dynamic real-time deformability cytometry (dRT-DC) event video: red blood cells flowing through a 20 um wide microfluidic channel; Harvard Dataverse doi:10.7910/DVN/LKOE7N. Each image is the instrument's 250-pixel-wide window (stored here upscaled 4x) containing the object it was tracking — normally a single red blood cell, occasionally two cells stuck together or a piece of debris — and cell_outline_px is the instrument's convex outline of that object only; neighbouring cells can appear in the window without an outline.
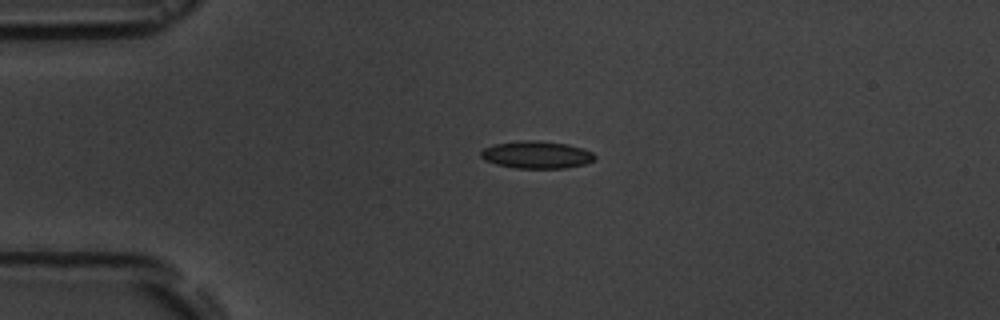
{"species": "common noctule bat (a hibernating species)", "species_latin": "Nyctalus noctula", "temperature_condition": "room temperature", "stored_images_in_passage": 4, "camera_frame_rate_fps": 3000, "um_per_image_px": 0.085, "animal": {"sex": "male", "body_mass_g": 19.5, "forearm_length_mm": 54.6}, "frame": {"image": 1, "passage_image": 2, "time_ms": 2.0, "image_size_px": [1000, 320], "cell_outline_px": [[596, 156], [592, 160], [584, 164], [564, 168], [516, 168], [496, 164], [484, 160], [480, 156], [480, 152], [484, 148], [496, 144], [520, 140], [540, 140], [568, 144], [592, 152]], "centroid_in_image_um": [45.58, 13.15], "position_along_channel_um": 39.4, "area_um2": 18.09}}
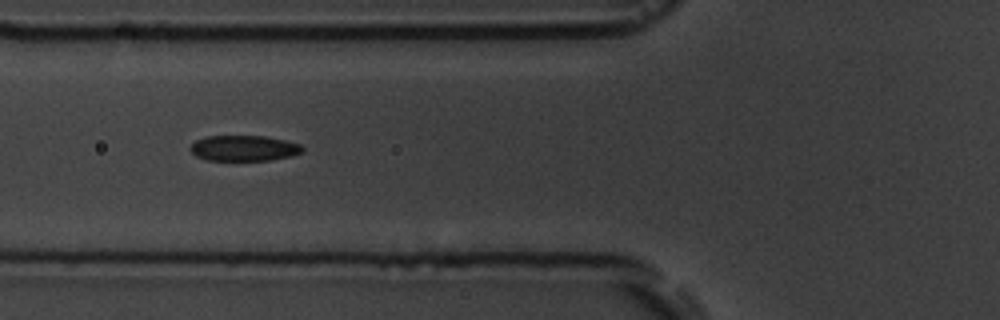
{"frame": {"image": 2, "passage_image": 4, "time_ms": 4.667, "image_size_px": [1000, 320], "cell_outline_px": [[304, 152], [292, 156], [272, 160], [208, 160], [196, 156], [188, 148], [196, 140], [208, 136], [264, 136], [284, 140], [300, 144], [304, 148]], "centroid_in_image_um": [20.76, 12.6], "position_along_channel_um": 105.0, "area_um2": 16.76}}